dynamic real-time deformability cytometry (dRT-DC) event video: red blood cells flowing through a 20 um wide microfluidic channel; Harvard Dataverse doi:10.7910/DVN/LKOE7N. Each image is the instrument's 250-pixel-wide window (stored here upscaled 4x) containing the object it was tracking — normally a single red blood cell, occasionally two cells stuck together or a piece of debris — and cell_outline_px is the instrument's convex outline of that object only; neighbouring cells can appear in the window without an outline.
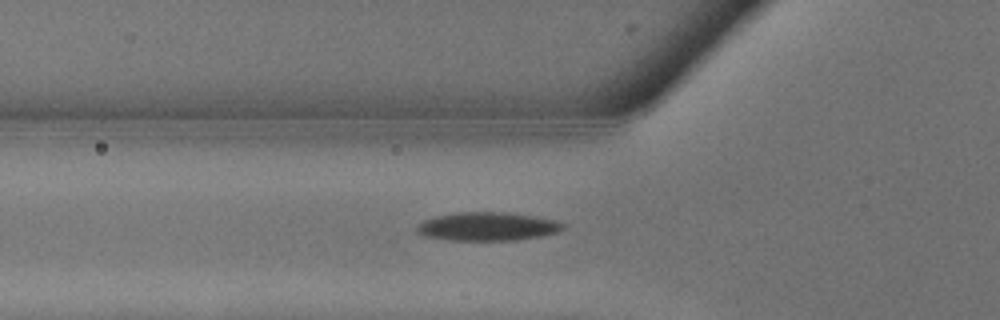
{"species": "common noctule bat (a hibernating species)", "species_latin": "Nyctalus noctula", "temperature_condition": "warm", "stored_images_in_passage": 4, "camera_frame_rate_fps": 3000, "um_per_image_px": 0.085, "animal": {"sex": "male", "body_mass_g": 13.3}, "frame": {"image": 1, "passage_image": 2, "time_ms": 0.333, "image_size_px": [1000, 320], "cell_outline_px": [[564, 228], [556, 232], [540, 236], [512, 240], [448, 240], [424, 236], [416, 228], [424, 220], [440, 216], [460, 212], [504, 212], [556, 220], [564, 224]], "centroid_in_image_um": [41.45, 19.25], "position_along_channel_um": 84.4, "area_um2": 23.7}}
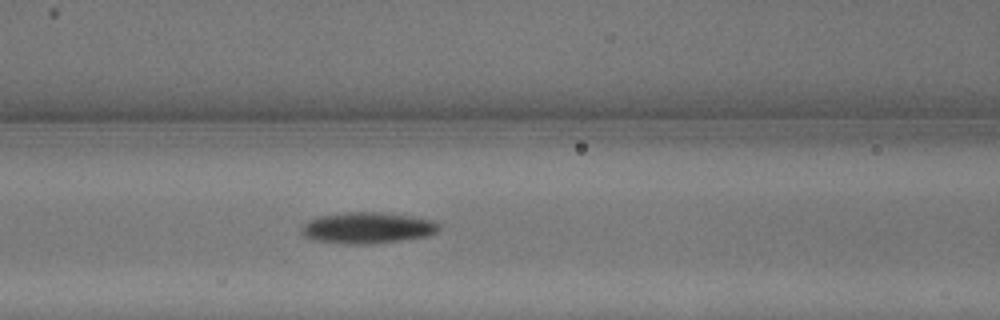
{"frame": {"image": 2, "passage_image": 4, "time_ms": 1.0, "image_size_px": [1000, 320], "cell_outline_px": [[440, 228], [436, 232], [428, 236], [404, 240], [372, 244], [344, 244], [312, 240], [304, 236], [304, 224], [320, 216], [348, 212], [380, 212], [412, 216], [436, 220], [440, 224]], "centroid_in_image_um": [31.32, 19.38], "position_along_channel_um": 135.3, "area_um2": 25.03}}